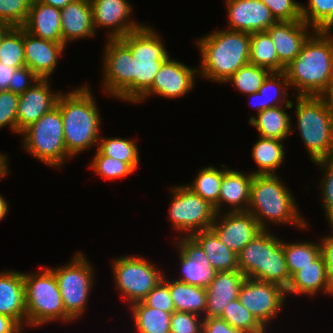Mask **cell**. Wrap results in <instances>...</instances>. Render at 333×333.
Segmentation results:
<instances>
[{
	"label": "cell",
	"instance_id": "14",
	"mask_svg": "<svg viewBox=\"0 0 333 333\" xmlns=\"http://www.w3.org/2000/svg\"><path fill=\"white\" fill-rule=\"evenodd\" d=\"M211 229L237 255L262 231L250 212H228V209L226 213L216 214Z\"/></svg>",
	"mask_w": 333,
	"mask_h": 333
},
{
	"label": "cell",
	"instance_id": "29",
	"mask_svg": "<svg viewBox=\"0 0 333 333\" xmlns=\"http://www.w3.org/2000/svg\"><path fill=\"white\" fill-rule=\"evenodd\" d=\"M202 247L212 267L217 272L239 270L238 255L228 249L210 228L191 235Z\"/></svg>",
	"mask_w": 333,
	"mask_h": 333
},
{
	"label": "cell",
	"instance_id": "13",
	"mask_svg": "<svg viewBox=\"0 0 333 333\" xmlns=\"http://www.w3.org/2000/svg\"><path fill=\"white\" fill-rule=\"evenodd\" d=\"M197 68L173 60L170 57L163 63L156 74L152 87L136 102L140 103L150 95L162 96L165 99H176L185 96L195 87V78L199 74Z\"/></svg>",
	"mask_w": 333,
	"mask_h": 333
},
{
	"label": "cell",
	"instance_id": "7",
	"mask_svg": "<svg viewBox=\"0 0 333 333\" xmlns=\"http://www.w3.org/2000/svg\"><path fill=\"white\" fill-rule=\"evenodd\" d=\"M295 116L310 161L333 157V121L318 96H295Z\"/></svg>",
	"mask_w": 333,
	"mask_h": 333
},
{
	"label": "cell",
	"instance_id": "5",
	"mask_svg": "<svg viewBox=\"0 0 333 333\" xmlns=\"http://www.w3.org/2000/svg\"><path fill=\"white\" fill-rule=\"evenodd\" d=\"M284 183L277 174L253 176L248 212L257 220L262 230L269 229V220V223L278 226L294 224V227L302 230L309 227L301 216L295 198Z\"/></svg>",
	"mask_w": 333,
	"mask_h": 333
},
{
	"label": "cell",
	"instance_id": "31",
	"mask_svg": "<svg viewBox=\"0 0 333 333\" xmlns=\"http://www.w3.org/2000/svg\"><path fill=\"white\" fill-rule=\"evenodd\" d=\"M251 151L254 162L259 167L251 172L253 175L275 174L277 168L285 162V148L280 139L259 137Z\"/></svg>",
	"mask_w": 333,
	"mask_h": 333
},
{
	"label": "cell",
	"instance_id": "41",
	"mask_svg": "<svg viewBox=\"0 0 333 333\" xmlns=\"http://www.w3.org/2000/svg\"><path fill=\"white\" fill-rule=\"evenodd\" d=\"M270 73L269 70L257 65L248 63L239 68L226 82L243 94L250 95L258 92L265 78Z\"/></svg>",
	"mask_w": 333,
	"mask_h": 333
},
{
	"label": "cell",
	"instance_id": "22",
	"mask_svg": "<svg viewBox=\"0 0 333 333\" xmlns=\"http://www.w3.org/2000/svg\"><path fill=\"white\" fill-rule=\"evenodd\" d=\"M0 314L14 319L22 328L27 325L24 273L0 272Z\"/></svg>",
	"mask_w": 333,
	"mask_h": 333
},
{
	"label": "cell",
	"instance_id": "8",
	"mask_svg": "<svg viewBox=\"0 0 333 333\" xmlns=\"http://www.w3.org/2000/svg\"><path fill=\"white\" fill-rule=\"evenodd\" d=\"M238 266L246 278L273 283L288 273L282 240L262 230L238 254Z\"/></svg>",
	"mask_w": 333,
	"mask_h": 333
},
{
	"label": "cell",
	"instance_id": "48",
	"mask_svg": "<svg viewBox=\"0 0 333 333\" xmlns=\"http://www.w3.org/2000/svg\"><path fill=\"white\" fill-rule=\"evenodd\" d=\"M203 317L184 311L172 313L170 333H202Z\"/></svg>",
	"mask_w": 333,
	"mask_h": 333
},
{
	"label": "cell",
	"instance_id": "10",
	"mask_svg": "<svg viewBox=\"0 0 333 333\" xmlns=\"http://www.w3.org/2000/svg\"><path fill=\"white\" fill-rule=\"evenodd\" d=\"M56 276L66 313L77 320L88 305L94 284V268L85 255L78 251L66 265L50 268Z\"/></svg>",
	"mask_w": 333,
	"mask_h": 333
},
{
	"label": "cell",
	"instance_id": "55",
	"mask_svg": "<svg viewBox=\"0 0 333 333\" xmlns=\"http://www.w3.org/2000/svg\"><path fill=\"white\" fill-rule=\"evenodd\" d=\"M333 121V83L326 88L319 96Z\"/></svg>",
	"mask_w": 333,
	"mask_h": 333
},
{
	"label": "cell",
	"instance_id": "46",
	"mask_svg": "<svg viewBox=\"0 0 333 333\" xmlns=\"http://www.w3.org/2000/svg\"><path fill=\"white\" fill-rule=\"evenodd\" d=\"M19 95L10 91H0V129L9 126L17 133V107Z\"/></svg>",
	"mask_w": 333,
	"mask_h": 333
},
{
	"label": "cell",
	"instance_id": "27",
	"mask_svg": "<svg viewBox=\"0 0 333 333\" xmlns=\"http://www.w3.org/2000/svg\"><path fill=\"white\" fill-rule=\"evenodd\" d=\"M294 102L288 105L268 108L261 111L257 116H250L249 125L257 128L259 137L276 138L285 141L292 134L291 116L285 111L293 108Z\"/></svg>",
	"mask_w": 333,
	"mask_h": 333
},
{
	"label": "cell",
	"instance_id": "26",
	"mask_svg": "<svg viewBox=\"0 0 333 333\" xmlns=\"http://www.w3.org/2000/svg\"><path fill=\"white\" fill-rule=\"evenodd\" d=\"M23 28L41 39L62 43L60 9L54 6L33 0Z\"/></svg>",
	"mask_w": 333,
	"mask_h": 333
},
{
	"label": "cell",
	"instance_id": "11",
	"mask_svg": "<svg viewBox=\"0 0 333 333\" xmlns=\"http://www.w3.org/2000/svg\"><path fill=\"white\" fill-rule=\"evenodd\" d=\"M142 256H120L112 262L113 281L121 297L132 305L142 301L164 278L159 270Z\"/></svg>",
	"mask_w": 333,
	"mask_h": 333
},
{
	"label": "cell",
	"instance_id": "36",
	"mask_svg": "<svg viewBox=\"0 0 333 333\" xmlns=\"http://www.w3.org/2000/svg\"><path fill=\"white\" fill-rule=\"evenodd\" d=\"M97 149L106 156L126 162L134 171L140 164L139 149L132 138H107L100 136Z\"/></svg>",
	"mask_w": 333,
	"mask_h": 333
},
{
	"label": "cell",
	"instance_id": "33",
	"mask_svg": "<svg viewBox=\"0 0 333 333\" xmlns=\"http://www.w3.org/2000/svg\"><path fill=\"white\" fill-rule=\"evenodd\" d=\"M249 63L263 67L270 72L285 71V67L279 62L275 45L267 32L250 34Z\"/></svg>",
	"mask_w": 333,
	"mask_h": 333
},
{
	"label": "cell",
	"instance_id": "24",
	"mask_svg": "<svg viewBox=\"0 0 333 333\" xmlns=\"http://www.w3.org/2000/svg\"><path fill=\"white\" fill-rule=\"evenodd\" d=\"M62 43L96 36L90 0H73L60 10Z\"/></svg>",
	"mask_w": 333,
	"mask_h": 333
},
{
	"label": "cell",
	"instance_id": "45",
	"mask_svg": "<svg viewBox=\"0 0 333 333\" xmlns=\"http://www.w3.org/2000/svg\"><path fill=\"white\" fill-rule=\"evenodd\" d=\"M142 302L149 307L163 310L165 312H175V306L169 291V279L164 278L148 293Z\"/></svg>",
	"mask_w": 333,
	"mask_h": 333
},
{
	"label": "cell",
	"instance_id": "38",
	"mask_svg": "<svg viewBox=\"0 0 333 333\" xmlns=\"http://www.w3.org/2000/svg\"><path fill=\"white\" fill-rule=\"evenodd\" d=\"M307 5L301 4L302 20L314 30L331 31L333 0H308Z\"/></svg>",
	"mask_w": 333,
	"mask_h": 333
},
{
	"label": "cell",
	"instance_id": "21",
	"mask_svg": "<svg viewBox=\"0 0 333 333\" xmlns=\"http://www.w3.org/2000/svg\"><path fill=\"white\" fill-rule=\"evenodd\" d=\"M23 45L25 66L40 79H50L66 46L36 37L24 28Z\"/></svg>",
	"mask_w": 333,
	"mask_h": 333
},
{
	"label": "cell",
	"instance_id": "20",
	"mask_svg": "<svg viewBox=\"0 0 333 333\" xmlns=\"http://www.w3.org/2000/svg\"><path fill=\"white\" fill-rule=\"evenodd\" d=\"M315 31L303 20L276 21L266 32L275 45L279 62L288 66L300 53L304 42Z\"/></svg>",
	"mask_w": 333,
	"mask_h": 333
},
{
	"label": "cell",
	"instance_id": "34",
	"mask_svg": "<svg viewBox=\"0 0 333 333\" xmlns=\"http://www.w3.org/2000/svg\"><path fill=\"white\" fill-rule=\"evenodd\" d=\"M221 170L214 166H206L199 170L198 175L192 183L185 184L192 192L199 195L201 198L209 201L217 213H219V195L220 187L223 178V164Z\"/></svg>",
	"mask_w": 333,
	"mask_h": 333
},
{
	"label": "cell",
	"instance_id": "40",
	"mask_svg": "<svg viewBox=\"0 0 333 333\" xmlns=\"http://www.w3.org/2000/svg\"><path fill=\"white\" fill-rule=\"evenodd\" d=\"M243 333H265V329L239 299L231 301L220 317Z\"/></svg>",
	"mask_w": 333,
	"mask_h": 333
},
{
	"label": "cell",
	"instance_id": "49",
	"mask_svg": "<svg viewBox=\"0 0 333 333\" xmlns=\"http://www.w3.org/2000/svg\"><path fill=\"white\" fill-rule=\"evenodd\" d=\"M40 78L28 67L16 68L9 83V90L20 95L32 87Z\"/></svg>",
	"mask_w": 333,
	"mask_h": 333
},
{
	"label": "cell",
	"instance_id": "37",
	"mask_svg": "<svg viewBox=\"0 0 333 333\" xmlns=\"http://www.w3.org/2000/svg\"><path fill=\"white\" fill-rule=\"evenodd\" d=\"M282 247L288 272L292 274L301 270L302 267L311 265V262L321 254L319 242L296 241L295 243H287L282 241Z\"/></svg>",
	"mask_w": 333,
	"mask_h": 333
},
{
	"label": "cell",
	"instance_id": "56",
	"mask_svg": "<svg viewBox=\"0 0 333 333\" xmlns=\"http://www.w3.org/2000/svg\"><path fill=\"white\" fill-rule=\"evenodd\" d=\"M49 6H54L58 9H63L67 4L71 3L73 0H38Z\"/></svg>",
	"mask_w": 333,
	"mask_h": 333
},
{
	"label": "cell",
	"instance_id": "25",
	"mask_svg": "<svg viewBox=\"0 0 333 333\" xmlns=\"http://www.w3.org/2000/svg\"><path fill=\"white\" fill-rule=\"evenodd\" d=\"M253 174L228 169L223 165V178L219 195V213L223 211L222 206L229 205L228 212L248 211L250 203L251 184ZM231 209V210H230Z\"/></svg>",
	"mask_w": 333,
	"mask_h": 333
},
{
	"label": "cell",
	"instance_id": "51",
	"mask_svg": "<svg viewBox=\"0 0 333 333\" xmlns=\"http://www.w3.org/2000/svg\"><path fill=\"white\" fill-rule=\"evenodd\" d=\"M331 234L320 239L321 255L326 264L327 283L329 294L333 296V226H330Z\"/></svg>",
	"mask_w": 333,
	"mask_h": 333
},
{
	"label": "cell",
	"instance_id": "1",
	"mask_svg": "<svg viewBox=\"0 0 333 333\" xmlns=\"http://www.w3.org/2000/svg\"><path fill=\"white\" fill-rule=\"evenodd\" d=\"M161 39L153 27L144 24L121 38H107L102 59L104 94L136 103L170 57Z\"/></svg>",
	"mask_w": 333,
	"mask_h": 333
},
{
	"label": "cell",
	"instance_id": "58",
	"mask_svg": "<svg viewBox=\"0 0 333 333\" xmlns=\"http://www.w3.org/2000/svg\"><path fill=\"white\" fill-rule=\"evenodd\" d=\"M9 203H7L6 199L2 195H0V221L6 217L9 211Z\"/></svg>",
	"mask_w": 333,
	"mask_h": 333
},
{
	"label": "cell",
	"instance_id": "18",
	"mask_svg": "<svg viewBox=\"0 0 333 333\" xmlns=\"http://www.w3.org/2000/svg\"><path fill=\"white\" fill-rule=\"evenodd\" d=\"M238 299L265 329L283 307L272 283L250 278H245L242 283Z\"/></svg>",
	"mask_w": 333,
	"mask_h": 333
},
{
	"label": "cell",
	"instance_id": "59",
	"mask_svg": "<svg viewBox=\"0 0 333 333\" xmlns=\"http://www.w3.org/2000/svg\"><path fill=\"white\" fill-rule=\"evenodd\" d=\"M12 27L6 23L0 22V42L4 35L11 29Z\"/></svg>",
	"mask_w": 333,
	"mask_h": 333
},
{
	"label": "cell",
	"instance_id": "12",
	"mask_svg": "<svg viewBox=\"0 0 333 333\" xmlns=\"http://www.w3.org/2000/svg\"><path fill=\"white\" fill-rule=\"evenodd\" d=\"M172 194L168 208L171 225L183 236L210 229L216 217L215 207L185 185L169 188ZM183 232V233H181Z\"/></svg>",
	"mask_w": 333,
	"mask_h": 333
},
{
	"label": "cell",
	"instance_id": "43",
	"mask_svg": "<svg viewBox=\"0 0 333 333\" xmlns=\"http://www.w3.org/2000/svg\"><path fill=\"white\" fill-rule=\"evenodd\" d=\"M33 0H0V22L23 27Z\"/></svg>",
	"mask_w": 333,
	"mask_h": 333
},
{
	"label": "cell",
	"instance_id": "42",
	"mask_svg": "<svg viewBox=\"0 0 333 333\" xmlns=\"http://www.w3.org/2000/svg\"><path fill=\"white\" fill-rule=\"evenodd\" d=\"M106 180H115L127 177L134 170L126 163L113 157L103 155L98 149L91 160L89 169Z\"/></svg>",
	"mask_w": 333,
	"mask_h": 333
},
{
	"label": "cell",
	"instance_id": "9",
	"mask_svg": "<svg viewBox=\"0 0 333 333\" xmlns=\"http://www.w3.org/2000/svg\"><path fill=\"white\" fill-rule=\"evenodd\" d=\"M21 134L23 150L49 167L61 168L70 157L64 143L63 121L57 105Z\"/></svg>",
	"mask_w": 333,
	"mask_h": 333
},
{
	"label": "cell",
	"instance_id": "3",
	"mask_svg": "<svg viewBox=\"0 0 333 333\" xmlns=\"http://www.w3.org/2000/svg\"><path fill=\"white\" fill-rule=\"evenodd\" d=\"M90 87L79 86L60 93L56 105L63 121L64 143L70 158L98 146L101 136V115ZM101 128V129H100Z\"/></svg>",
	"mask_w": 333,
	"mask_h": 333
},
{
	"label": "cell",
	"instance_id": "19",
	"mask_svg": "<svg viewBox=\"0 0 333 333\" xmlns=\"http://www.w3.org/2000/svg\"><path fill=\"white\" fill-rule=\"evenodd\" d=\"M49 79H39L32 87L19 95L17 107V133L36 122L56 106L61 93L52 91Z\"/></svg>",
	"mask_w": 333,
	"mask_h": 333
},
{
	"label": "cell",
	"instance_id": "6",
	"mask_svg": "<svg viewBox=\"0 0 333 333\" xmlns=\"http://www.w3.org/2000/svg\"><path fill=\"white\" fill-rule=\"evenodd\" d=\"M27 326L38 327L54 321L70 324L54 272L47 266L38 273H24Z\"/></svg>",
	"mask_w": 333,
	"mask_h": 333
},
{
	"label": "cell",
	"instance_id": "47",
	"mask_svg": "<svg viewBox=\"0 0 333 333\" xmlns=\"http://www.w3.org/2000/svg\"><path fill=\"white\" fill-rule=\"evenodd\" d=\"M276 21L302 20L301 4L295 0H261Z\"/></svg>",
	"mask_w": 333,
	"mask_h": 333
},
{
	"label": "cell",
	"instance_id": "52",
	"mask_svg": "<svg viewBox=\"0 0 333 333\" xmlns=\"http://www.w3.org/2000/svg\"><path fill=\"white\" fill-rule=\"evenodd\" d=\"M202 333H243L220 317H204Z\"/></svg>",
	"mask_w": 333,
	"mask_h": 333
},
{
	"label": "cell",
	"instance_id": "39",
	"mask_svg": "<svg viewBox=\"0 0 333 333\" xmlns=\"http://www.w3.org/2000/svg\"><path fill=\"white\" fill-rule=\"evenodd\" d=\"M0 62L7 66H25L23 27H12L1 39Z\"/></svg>",
	"mask_w": 333,
	"mask_h": 333
},
{
	"label": "cell",
	"instance_id": "17",
	"mask_svg": "<svg viewBox=\"0 0 333 333\" xmlns=\"http://www.w3.org/2000/svg\"><path fill=\"white\" fill-rule=\"evenodd\" d=\"M228 25L226 29L252 34L266 32L275 22L270 9L261 0H224Z\"/></svg>",
	"mask_w": 333,
	"mask_h": 333
},
{
	"label": "cell",
	"instance_id": "4",
	"mask_svg": "<svg viewBox=\"0 0 333 333\" xmlns=\"http://www.w3.org/2000/svg\"><path fill=\"white\" fill-rule=\"evenodd\" d=\"M199 77L224 83L250 59V34L222 29L196 39Z\"/></svg>",
	"mask_w": 333,
	"mask_h": 333
},
{
	"label": "cell",
	"instance_id": "53",
	"mask_svg": "<svg viewBox=\"0 0 333 333\" xmlns=\"http://www.w3.org/2000/svg\"><path fill=\"white\" fill-rule=\"evenodd\" d=\"M23 328L11 317L0 314V333H22Z\"/></svg>",
	"mask_w": 333,
	"mask_h": 333
},
{
	"label": "cell",
	"instance_id": "54",
	"mask_svg": "<svg viewBox=\"0 0 333 333\" xmlns=\"http://www.w3.org/2000/svg\"><path fill=\"white\" fill-rule=\"evenodd\" d=\"M15 69L0 62V91L9 90V83L13 78Z\"/></svg>",
	"mask_w": 333,
	"mask_h": 333
},
{
	"label": "cell",
	"instance_id": "50",
	"mask_svg": "<svg viewBox=\"0 0 333 333\" xmlns=\"http://www.w3.org/2000/svg\"><path fill=\"white\" fill-rule=\"evenodd\" d=\"M272 285L278 300L283 306L288 294L305 295L297 283L294 274L289 272L275 280Z\"/></svg>",
	"mask_w": 333,
	"mask_h": 333
},
{
	"label": "cell",
	"instance_id": "28",
	"mask_svg": "<svg viewBox=\"0 0 333 333\" xmlns=\"http://www.w3.org/2000/svg\"><path fill=\"white\" fill-rule=\"evenodd\" d=\"M288 86L290 85L285 71L270 72L258 92L247 95L251 101L249 104L254 100L252 104L257 114L268 108L282 106V104L288 105L292 101L286 98L289 97Z\"/></svg>",
	"mask_w": 333,
	"mask_h": 333
},
{
	"label": "cell",
	"instance_id": "32",
	"mask_svg": "<svg viewBox=\"0 0 333 333\" xmlns=\"http://www.w3.org/2000/svg\"><path fill=\"white\" fill-rule=\"evenodd\" d=\"M129 307L136 333H170L172 313L146 306L142 301Z\"/></svg>",
	"mask_w": 333,
	"mask_h": 333
},
{
	"label": "cell",
	"instance_id": "23",
	"mask_svg": "<svg viewBox=\"0 0 333 333\" xmlns=\"http://www.w3.org/2000/svg\"><path fill=\"white\" fill-rule=\"evenodd\" d=\"M245 278L239 270L217 272L206 288L205 317H221L224 308L238 298L240 287Z\"/></svg>",
	"mask_w": 333,
	"mask_h": 333
},
{
	"label": "cell",
	"instance_id": "30",
	"mask_svg": "<svg viewBox=\"0 0 333 333\" xmlns=\"http://www.w3.org/2000/svg\"><path fill=\"white\" fill-rule=\"evenodd\" d=\"M169 291L176 311H184L205 317L206 288L169 279Z\"/></svg>",
	"mask_w": 333,
	"mask_h": 333
},
{
	"label": "cell",
	"instance_id": "57",
	"mask_svg": "<svg viewBox=\"0 0 333 333\" xmlns=\"http://www.w3.org/2000/svg\"><path fill=\"white\" fill-rule=\"evenodd\" d=\"M8 157L5 154H1L0 153V179L5 177V175L7 176V174L9 173V166H8Z\"/></svg>",
	"mask_w": 333,
	"mask_h": 333
},
{
	"label": "cell",
	"instance_id": "16",
	"mask_svg": "<svg viewBox=\"0 0 333 333\" xmlns=\"http://www.w3.org/2000/svg\"><path fill=\"white\" fill-rule=\"evenodd\" d=\"M175 244L181 266V276L176 280L207 288L217 271L210 264L202 247L192 236H182Z\"/></svg>",
	"mask_w": 333,
	"mask_h": 333
},
{
	"label": "cell",
	"instance_id": "2",
	"mask_svg": "<svg viewBox=\"0 0 333 333\" xmlns=\"http://www.w3.org/2000/svg\"><path fill=\"white\" fill-rule=\"evenodd\" d=\"M311 32L300 53L285 67L296 96H319L333 83L332 30Z\"/></svg>",
	"mask_w": 333,
	"mask_h": 333
},
{
	"label": "cell",
	"instance_id": "15",
	"mask_svg": "<svg viewBox=\"0 0 333 333\" xmlns=\"http://www.w3.org/2000/svg\"><path fill=\"white\" fill-rule=\"evenodd\" d=\"M90 3L95 32L96 28H110L108 39L121 38L143 25L132 20L133 8L128 0H90Z\"/></svg>",
	"mask_w": 333,
	"mask_h": 333
},
{
	"label": "cell",
	"instance_id": "44",
	"mask_svg": "<svg viewBox=\"0 0 333 333\" xmlns=\"http://www.w3.org/2000/svg\"><path fill=\"white\" fill-rule=\"evenodd\" d=\"M314 164L319 165L322 171L324 170L319 185L324 213L330 227L333 226V157L316 161Z\"/></svg>",
	"mask_w": 333,
	"mask_h": 333
},
{
	"label": "cell",
	"instance_id": "35",
	"mask_svg": "<svg viewBox=\"0 0 333 333\" xmlns=\"http://www.w3.org/2000/svg\"><path fill=\"white\" fill-rule=\"evenodd\" d=\"M294 276L305 295L315 296L323 291L331 296L327 283L326 264L321 254L311 262V265L296 271Z\"/></svg>",
	"mask_w": 333,
	"mask_h": 333
}]
</instances>
